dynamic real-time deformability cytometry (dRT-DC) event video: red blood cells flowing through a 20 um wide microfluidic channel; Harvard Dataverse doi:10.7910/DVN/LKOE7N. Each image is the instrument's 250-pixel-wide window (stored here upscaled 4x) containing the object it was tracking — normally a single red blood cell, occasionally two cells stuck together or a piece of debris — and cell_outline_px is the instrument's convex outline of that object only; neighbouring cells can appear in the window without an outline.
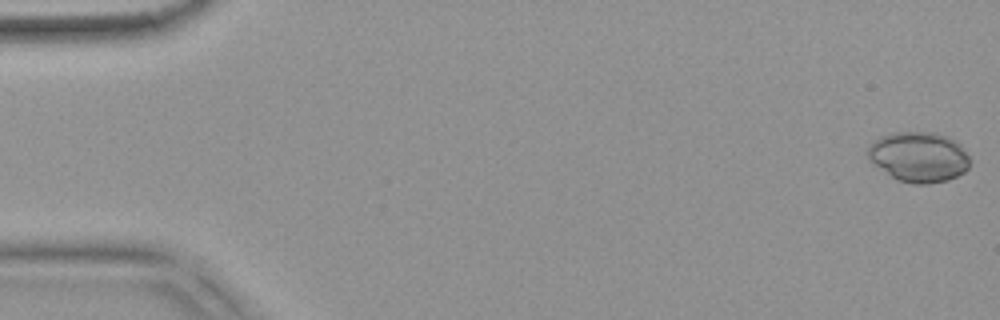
{"species": "common noctule bat (a hibernating species)", "species_latin": "Nyctalus noctula", "temperature_condition": "warm", "stored_images_in_passage": 53, "camera_frame_rate_fps": 3000, "um_per_image_px": 0.085, "animal": {"sex": "female", "body_mass_g": 18.4}, "frame": {"image": 1, "passage_image": 1, "time_ms": 0.0, "image_size_px": [1000, 320], "cell_outline_px": [[968, 168], [964, 172], [948, 180], [928, 184], [912, 184], [896, 180], [872, 164], [868, 160], [868, 148], [872, 140], [880, 136], [892, 132], [936, 132], [948, 136], [956, 140], [960, 144], [968, 156]], "centroid_in_image_um": [78.06, 13.33], "position_along_channel_um": 6.9, "area_um2": 30.29}}
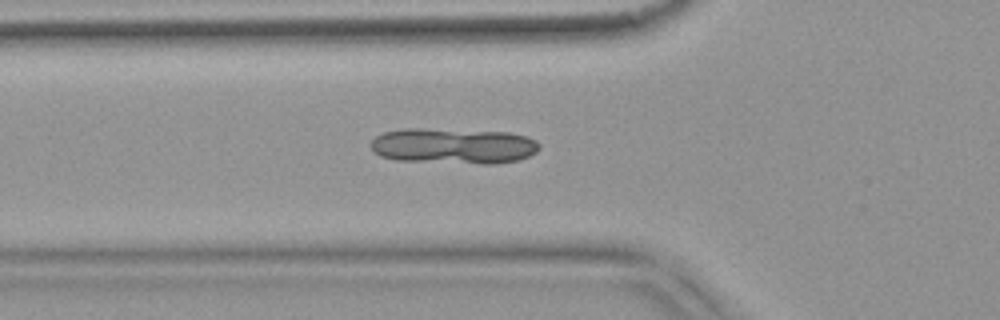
{"frame": {"image": 2, "passage_image": 19, "time_ms": 6.0, "image_size_px": [1000, 320], "cell_outline_px": [[540, 148], [536, 152], [520, 160], [496, 164], [484, 164], [396, 160], [380, 156], [372, 148], [372, 140], [376, 136], [384, 132], [404, 128], [420, 128], [508, 132], [528, 136], [536, 140], [540, 144]], "centroid_in_image_um": [38.59, 12.4], "position_along_channel_um": 87.2, "area_um2": 35.32}}
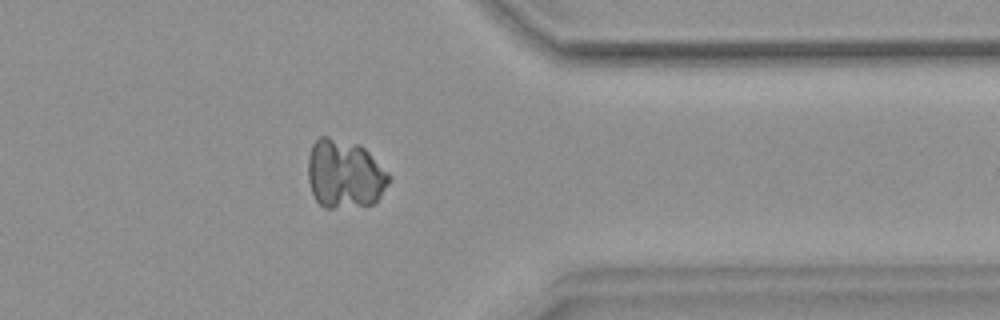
{"frame": {"image": 3, "passage_image": 43, "time_ms": 14.0, "image_size_px": [1000, 320], "cell_outline_px": [[392, 180], [380, 196], [372, 204], [364, 208], [324, 208], [316, 200], [312, 192], [308, 180], [308, 156], [312, 144], [320, 136], [328, 136], [360, 144], [392, 176]], "centroid_in_image_um": [29.31, 14.82], "position_along_channel_um": 382.1, "area_um2": 33.06}}